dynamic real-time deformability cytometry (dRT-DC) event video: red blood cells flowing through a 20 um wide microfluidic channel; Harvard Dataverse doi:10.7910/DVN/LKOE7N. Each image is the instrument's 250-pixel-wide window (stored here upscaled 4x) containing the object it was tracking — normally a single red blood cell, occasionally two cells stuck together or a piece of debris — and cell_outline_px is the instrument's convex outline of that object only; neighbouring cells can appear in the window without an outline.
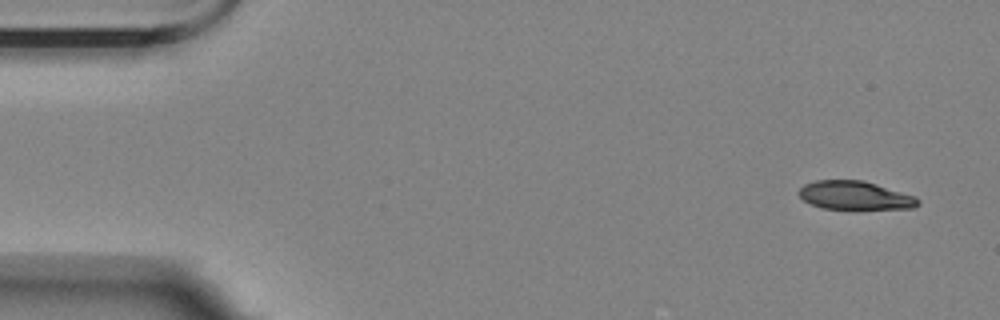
{"species": "Egyptian fruit bat (a non-hibernating species)", "species_latin": "Rousettus aegyptiacus", "temperature_condition": "room temperature", "stored_images_in_passage": 4, "camera_frame_rate_fps": 3000, "um_per_image_px": 0.085, "animal": {"sex": "female"}, "frame": {"image": 1, "passage_image": 1, "time_ms": 0.0, "image_size_px": [1000, 320], "cell_outline_px": [[920, 204], [916, 208], [820, 208], [804, 200], [796, 192], [804, 184], [816, 180], [864, 180], [916, 196], [920, 200]], "centroid_in_image_um": [72.68, 16.59], "position_along_channel_um": 12.3, "area_um2": 19.71}}